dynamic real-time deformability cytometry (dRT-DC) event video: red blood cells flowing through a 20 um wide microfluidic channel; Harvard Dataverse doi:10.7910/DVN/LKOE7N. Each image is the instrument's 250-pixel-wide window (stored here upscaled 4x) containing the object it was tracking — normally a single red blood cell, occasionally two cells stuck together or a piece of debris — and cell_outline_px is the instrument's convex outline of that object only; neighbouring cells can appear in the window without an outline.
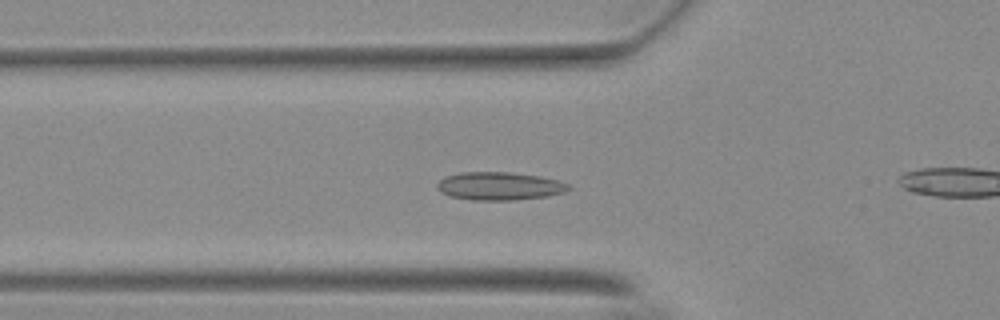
{"species": "Egyptian fruit bat (a non-hibernating species)", "species_latin": "Rousettus aegyptiacus", "temperature_condition": "warm", "stored_images_in_passage": 22, "camera_frame_rate_fps": 3000, "um_per_image_px": 0.085, "animal": {"sex": "female"}, "frame": {"image": 1, "passage_image": 8, "time_ms": 2.333, "image_size_px": [1000, 320], "cell_outline_px": [[572, 188], [564, 192], [548, 196], [516, 200], [472, 200], [452, 196], [440, 192], [436, 188], [436, 184], [444, 176], [460, 172], [508, 172], [540, 176], [572, 184]], "centroid_in_image_um": [42.46, 15.81], "position_along_channel_um": 83.3, "area_um2": 21.68}}
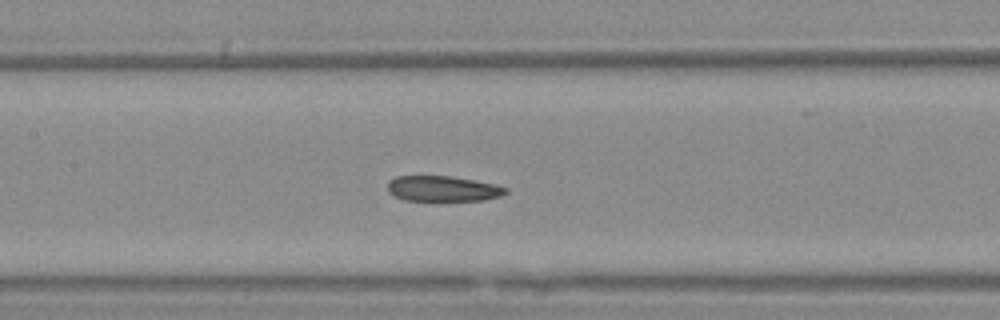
{"frame": {"image": 2, "passage_image": 15, "time_ms": 4.667, "image_size_px": [1000, 320], "cell_outline_px": [[508, 192], [500, 196], [484, 200], [404, 200], [388, 192], [388, 180], [396, 176], [448, 176], [472, 180], [492, 184], [508, 188]], "centroid_in_image_um": [37.61, 16.03], "position_along_channel_um": 169.8, "area_um2": 17.28}}
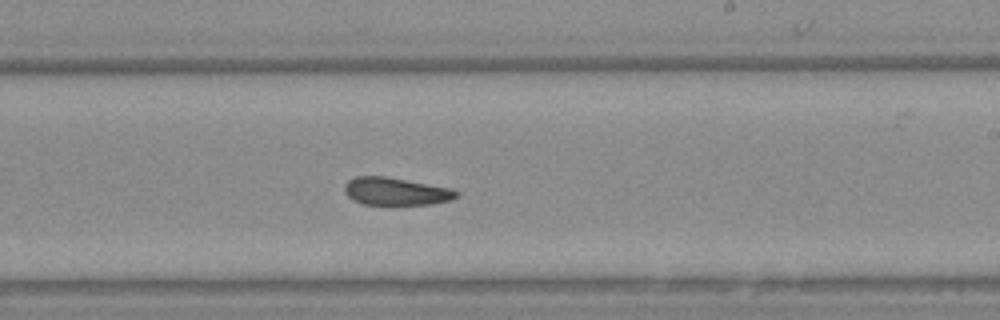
{"frame": {"image": 3, "passage_image": 22, "time_ms": 7.0, "image_size_px": [1000, 320], "cell_outline_px": [[460, 196], [452, 200], [432, 204], [364, 204], [352, 200], [344, 192], [344, 184], [348, 180], [356, 176], [384, 176], [452, 188], [460, 192]], "centroid_in_image_um": [33.67, 16.26], "position_along_channel_um": 255.3, "area_um2": 18.15}}